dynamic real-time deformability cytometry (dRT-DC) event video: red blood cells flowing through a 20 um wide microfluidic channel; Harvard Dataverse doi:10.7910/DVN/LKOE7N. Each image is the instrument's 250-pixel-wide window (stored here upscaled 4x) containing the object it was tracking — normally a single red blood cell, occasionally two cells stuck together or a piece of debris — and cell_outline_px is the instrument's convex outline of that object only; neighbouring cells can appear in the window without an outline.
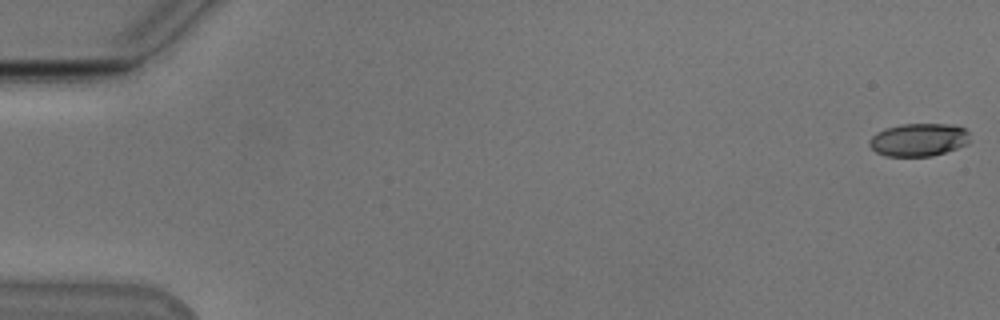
{"species": "Egyptian fruit bat (a non-hibernating species)", "species_latin": "Rousettus aegyptiacus", "temperature_condition": "cold", "stored_images_in_passage": 54, "camera_frame_rate_fps": 3000, "um_per_image_px": 0.085, "animal": {"sex": "male"}, "frame": {"image": 1, "passage_image": 1, "time_ms": 0.0, "image_size_px": [1000, 320], "cell_outline_px": [[968, 144], [932, 156], [888, 156], [876, 152], [868, 144], [868, 140], [876, 132], [884, 128], [900, 124], [952, 124], [964, 128], [968, 132]], "centroid_in_image_um": [78.05, 11.87], "position_along_channel_um": 6.9, "area_um2": 19.31}}
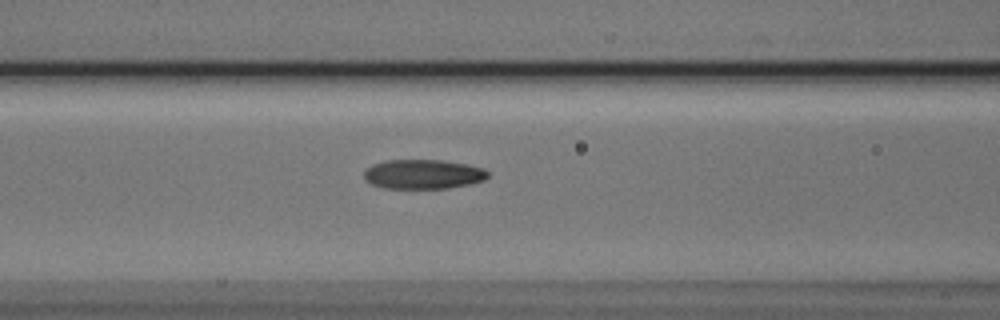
{"frame": {"image": 2, "passage_image": 23, "time_ms": 7.333, "image_size_px": [1000, 320], "cell_outline_px": [[488, 176], [484, 180], [472, 184], [448, 188], [384, 188], [372, 184], [364, 180], [364, 172], [372, 164], [384, 160], [440, 160], [464, 164], [484, 168], [488, 172]], "centroid_in_image_um": [35.96, 14.81], "position_along_channel_um": 130.6, "area_um2": 21.27}}
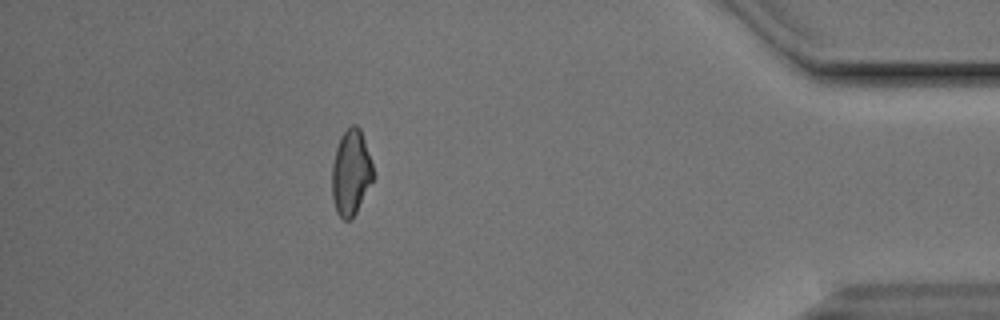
{"frame": {"image": 3, "passage_image": 48, "time_ms": 15.667, "image_size_px": [1000, 320], "cell_outline_px": [[372, 180], [352, 220], [344, 220], [336, 212], [332, 196], [332, 164], [336, 148], [340, 136], [352, 124], [356, 124], [360, 128], [372, 164]], "centroid_in_image_um": [29.8, 14.67], "position_along_channel_um": 405.4, "area_um2": 20.23}, "authors_computed_cell_mechanics": {"area_um2": 20.8947, "velocity_mm_per_s": 3.8504, "shape_relaxation_time_tau1_ms": 5.1394, "shape_relaxation_time_tau2_ms": 2.9573, "deformation_change_tau1": 0.1628, "deformation_change_tau2": 0.0959}}